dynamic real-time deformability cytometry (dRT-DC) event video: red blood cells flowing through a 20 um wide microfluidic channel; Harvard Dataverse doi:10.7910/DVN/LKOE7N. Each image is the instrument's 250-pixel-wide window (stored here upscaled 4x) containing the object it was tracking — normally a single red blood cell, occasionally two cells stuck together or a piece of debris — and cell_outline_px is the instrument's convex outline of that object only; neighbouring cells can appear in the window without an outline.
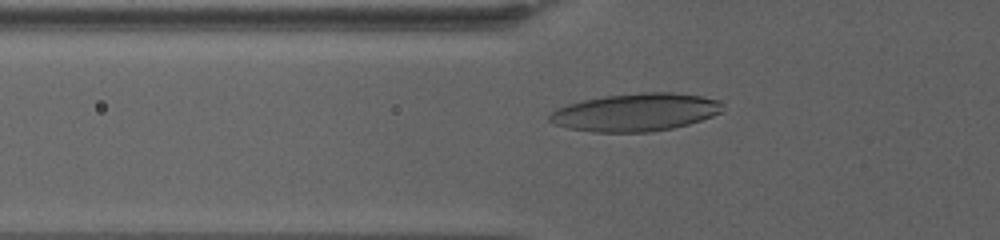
{"species": "human", "species_latin": "Homo sapiens", "temperature_condition": "warm", "stored_images_in_passage": 72, "camera_frame_rate_fps": 3000, "um_per_image_px": 0.085, "donor": {"sex": "female"}, "frame": {"image": 1, "passage_image": 26, "time_ms": 8.333, "image_size_px": [1000, 240], "cell_outline_px": [[724, 104], [720, 112], [712, 116], [688, 124], [672, 128], [648, 132], [592, 132], [568, 128], [556, 124], [548, 120], [548, 116], [556, 108], [568, 104], [584, 100], [604, 96], [640, 92], [672, 92], [700, 96], [720, 100]], "centroid_in_image_um": [54.02, 9.54], "position_along_channel_um": 71.8, "area_um2": 38.09}}
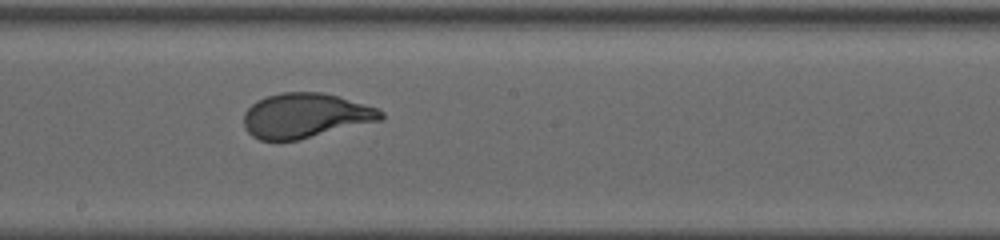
{"frame": {"image": 2, "passage_image": 42, "time_ms": 13.667, "image_size_px": [1000, 240], "cell_outline_px": [[384, 116], [380, 120], [300, 140], [260, 140], [252, 136], [244, 128], [244, 112], [256, 100], [280, 92], [320, 92], [336, 96], [376, 108], [384, 112]], "centroid_in_image_um": [25.91, 9.83], "position_along_channel_um": 222.3, "area_um2": 35.49}}
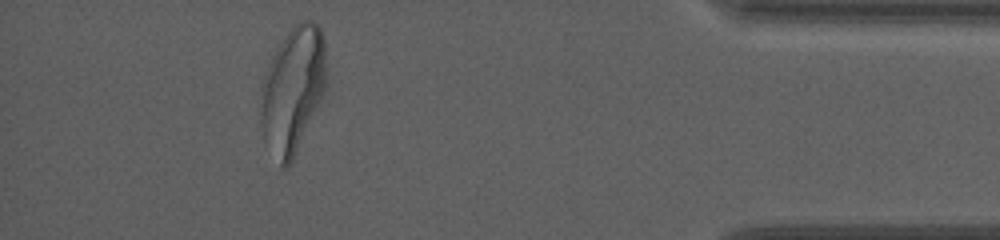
{"frame": {"image": 3, "passage_image": 66, "time_ms": 21.667, "image_size_px": [1000, 240], "cell_outline_px": [[324, 56], [320, 96], [292, 160], [284, 168], [280, 164], [264, 140], [260, 120], [260, 112], [264, 92], [272, 60], [288, 32], [300, 20], [312, 20], [320, 28], [324, 36]], "centroid_in_image_um": [24.87, 7.62], "position_along_channel_um": 410.3, "area_um2": 44.74}, "authors_computed_cell_mechanics": {"area_um2": 36.1828, "velocity_mm_per_s": 2.8645, "shape_relaxation_time_tau1_ms": 4.2785, "shape_relaxation_time_tau2_ms": null, "deformation_change_tau1": 0.1914, "deformation_change_tau2": null}}